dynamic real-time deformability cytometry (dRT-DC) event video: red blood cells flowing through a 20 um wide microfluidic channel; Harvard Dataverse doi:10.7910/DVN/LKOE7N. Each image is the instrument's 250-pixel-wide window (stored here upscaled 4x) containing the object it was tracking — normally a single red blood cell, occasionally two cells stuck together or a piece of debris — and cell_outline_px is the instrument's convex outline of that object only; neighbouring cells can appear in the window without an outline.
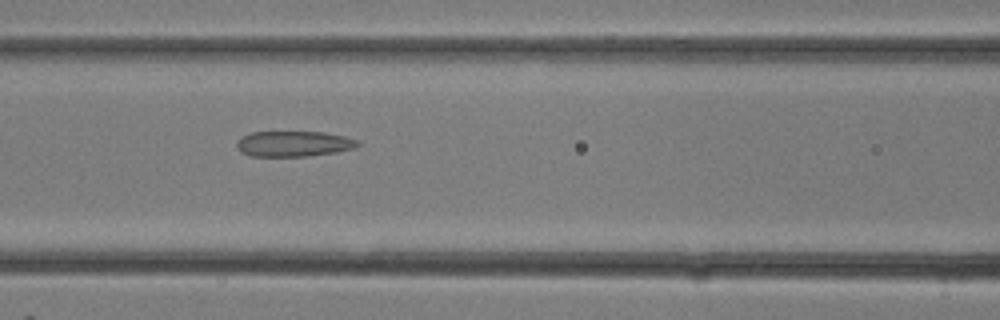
{"species": "common noctule bat (a hibernating species)", "species_latin": "Nyctalus noctula", "temperature_condition": "room temperature", "stored_images_in_passage": 23, "camera_frame_rate_fps": 3000, "um_per_image_px": 0.085, "animal": {"sex": "female"}, "frame": {"image": 1, "passage_image": 8, "time_ms": 2.333, "image_size_px": [1000, 320], "cell_outline_px": [[360, 144], [352, 148], [336, 152], [308, 156], [252, 156], [240, 152], [236, 148], [236, 144], [240, 136], [252, 132], [324, 132], [344, 136], [360, 140]], "centroid_in_image_um": [24.93, 12.22], "position_along_channel_um": 141.7, "area_um2": 18.09}}
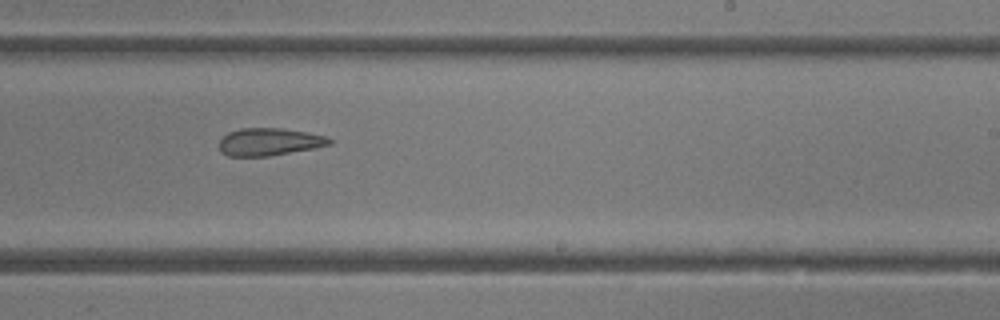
{"frame": {"image": 2, "passage_image": 13, "time_ms": 4.0, "image_size_px": [1000, 320], "cell_outline_px": [[332, 144], [316, 148], [268, 156], [228, 156], [220, 152], [220, 140], [228, 132], [240, 128], [280, 128], [308, 132], [328, 136], [332, 140]], "centroid_in_image_um": [22.92, 12.05], "position_along_channel_um": 266.1, "area_um2": 17.8}}
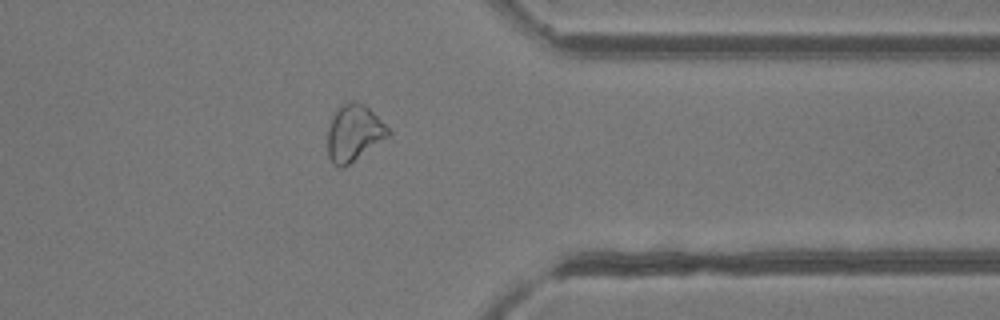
{"frame": {"image": 3, "passage_image": 18, "time_ms": 5.667, "image_size_px": [1000, 320], "cell_outline_px": [[392, 132], [388, 136], [344, 168], [336, 168], [332, 164], [328, 156], [328, 128], [336, 108], [352, 100], [356, 100], [364, 104]], "centroid_in_image_um": [30.05, 11.32], "position_along_channel_um": 381.4, "area_um2": 19.83}}